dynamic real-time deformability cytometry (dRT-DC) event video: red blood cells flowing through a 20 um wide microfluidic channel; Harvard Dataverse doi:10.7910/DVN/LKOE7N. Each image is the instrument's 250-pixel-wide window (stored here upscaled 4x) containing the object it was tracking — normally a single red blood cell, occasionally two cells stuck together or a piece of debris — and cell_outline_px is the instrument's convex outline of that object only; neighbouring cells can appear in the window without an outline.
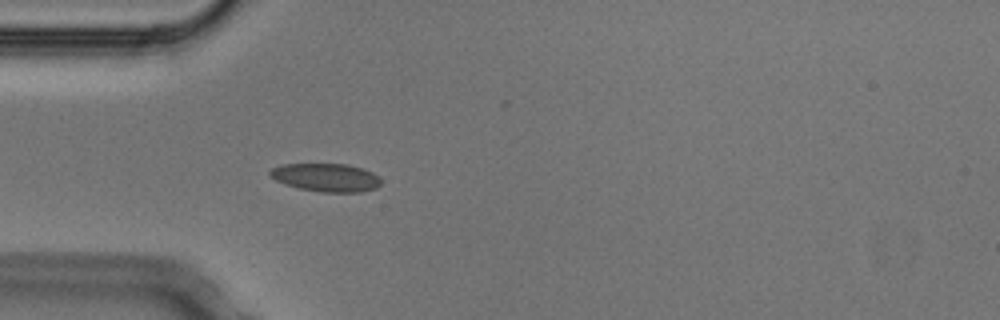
{"species": "Egyptian fruit bat (a non-hibernating species)", "species_latin": "Rousettus aegyptiacus", "temperature_condition": "cold", "stored_images_in_passage": 5, "camera_frame_rate_fps": 3000, "um_per_image_px": 0.085, "animal": {"sex": "male"}, "frame": {"image": 1, "passage_image": 5, "time_ms": 1.333, "image_size_px": [1000, 320], "cell_outline_px": [[380, 184], [376, 188], [360, 192], [320, 192], [300, 188], [284, 184], [268, 176], [268, 172], [272, 168], [284, 164], [348, 164], [364, 168], [380, 176]], "centroid_in_image_um": [27.72, 15.08], "position_along_channel_um": 57.3, "area_um2": 18.38}}